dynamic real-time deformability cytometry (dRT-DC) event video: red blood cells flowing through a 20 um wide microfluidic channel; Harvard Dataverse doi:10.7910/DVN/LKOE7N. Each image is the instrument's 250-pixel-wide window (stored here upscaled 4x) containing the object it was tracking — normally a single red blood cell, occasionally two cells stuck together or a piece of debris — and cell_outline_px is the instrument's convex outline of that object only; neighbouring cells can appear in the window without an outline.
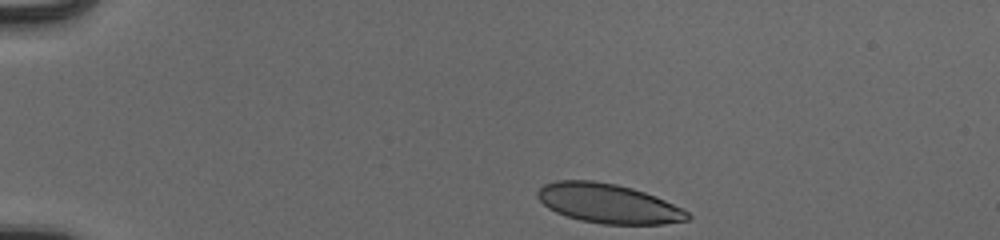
{"species": "human", "species_latin": "Homo sapiens", "temperature_condition": "cold", "stored_images_in_passage": 43, "camera_frame_rate_fps": 3000, "um_per_image_px": 0.085, "donor": {"sex": "male"}, "frame": {"image": 1, "passage_image": 1, "time_ms": 0.0, "image_size_px": [1000, 240], "cell_outline_px": [[692, 216], [688, 220], [664, 224], [604, 224], [580, 220], [556, 212], [548, 208], [536, 196], [536, 192], [544, 184], [556, 180], [592, 180], [616, 184], [632, 188], [656, 196], [688, 212]], "centroid_in_image_um": [51.69, 17.29], "position_along_channel_um": 33.3, "area_um2": 34.33}}
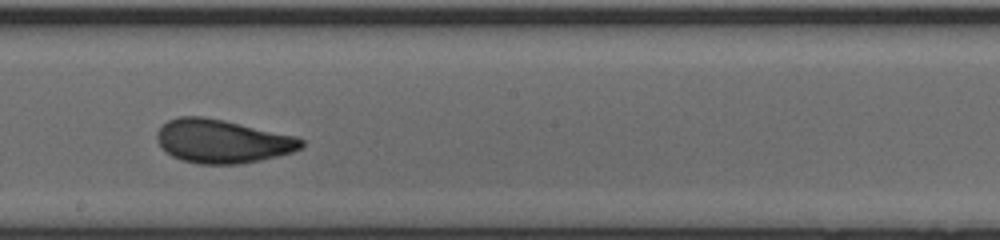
{"frame": {"image": 2, "passage_image": 22, "time_ms": 7.0, "image_size_px": [1000, 240], "cell_outline_px": [[304, 144], [300, 148], [292, 152], [260, 160], [240, 164], [200, 164], [180, 160], [164, 152], [156, 140], [156, 132], [168, 120], [180, 116], [204, 116], [224, 120], [296, 136], [304, 140]], "centroid_in_image_um": [18.86, 12.0], "position_along_channel_um": 229.3, "area_um2": 36.76}}
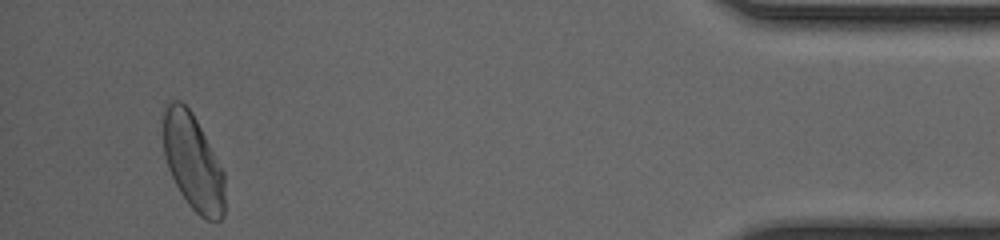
{"frame": {"image": 3, "passage_image": 41, "time_ms": 13.333, "image_size_px": [1000, 240], "cell_outline_px": [[224, 216], [220, 220], [204, 220], [188, 204], [180, 192], [168, 168], [164, 156], [164, 108], [168, 100], [180, 100], [192, 112], [224, 172]], "centroid_in_image_um": [16.4, 13.79], "position_along_channel_um": 418.8, "area_um2": 34.28}, "authors_computed_cell_mechanics": {"area_um2": 36.0672, "velocity_mm_per_s": 3.9325, "shape_relaxation_time_tau1_ms": 3.9533, "shape_relaxation_time_tau2_ms": 0.7952, "deformation_change_tau1": 0.1483, "deformation_change_tau2": 0.0527}}